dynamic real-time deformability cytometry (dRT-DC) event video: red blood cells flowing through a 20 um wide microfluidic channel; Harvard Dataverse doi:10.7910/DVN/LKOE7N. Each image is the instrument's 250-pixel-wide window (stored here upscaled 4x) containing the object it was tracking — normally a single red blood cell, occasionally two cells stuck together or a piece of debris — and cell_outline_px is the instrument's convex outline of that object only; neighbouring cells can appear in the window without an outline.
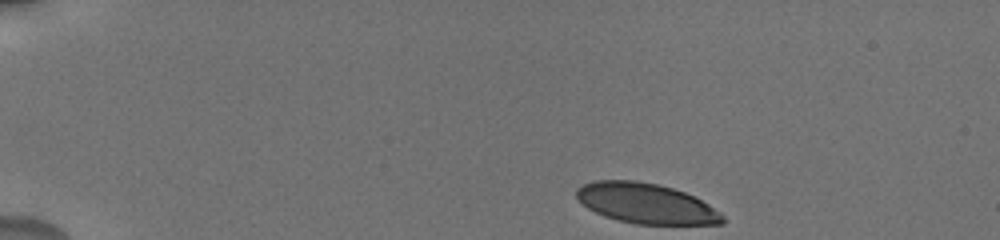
{"species": "human", "species_latin": "Homo sapiens", "temperature_condition": "cold", "stored_images_in_passage": 27, "camera_frame_rate_fps": 3000, "um_per_image_px": 0.085, "donor": {"sex": "male"}, "frame": {"image": 1, "passage_image": 1, "time_ms": 0.0, "image_size_px": [1000, 240], "cell_outline_px": [[724, 224], [636, 224], [604, 216], [588, 208], [576, 196], [576, 188], [584, 184], [596, 180], [636, 180], [656, 184], [672, 188], [684, 192], [708, 204], [724, 216]], "centroid_in_image_um": [54.9, 17.29], "position_along_channel_um": 30.1, "area_um2": 33.87}}
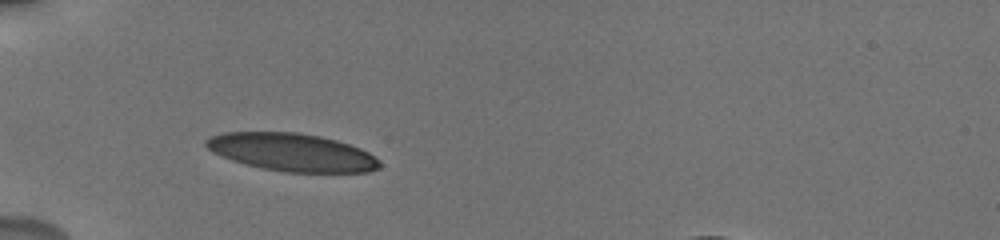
{"frame": {"image": 2, "passage_image": 17, "time_ms": 3.0, "image_size_px": [1000, 240], "cell_outline_px": [[380, 168], [368, 172], [284, 172], [264, 168], [232, 160], [212, 152], [204, 144], [204, 140], [212, 136], [224, 132], [296, 132], [320, 136], [336, 140], [360, 148], [368, 152], [380, 164]], "centroid_in_image_um": [24.79, 12.94], "position_along_channel_um": 60.2, "area_um2": 37.92}}
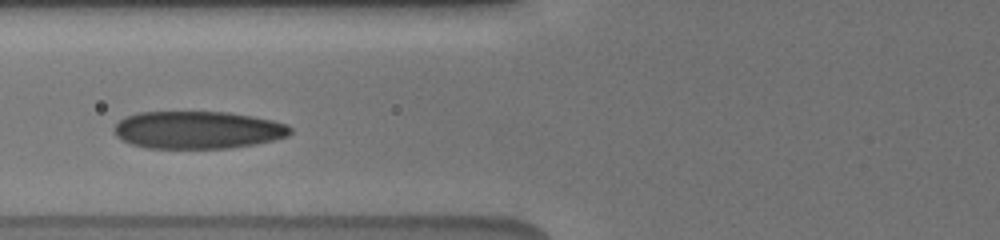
{"frame": {"image": 3, "passage_image": 26, "time_ms": 4.667, "image_size_px": [1000, 240], "cell_outline_px": [[292, 132], [288, 136], [256, 144], [228, 148], [148, 148], [132, 144], [116, 136], [112, 128], [124, 116], [136, 112], [228, 112], [252, 116], [272, 120], [288, 124], [292, 128]], "centroid_in_image_um": [16.8, 11.04], "position_along_channel_um": 109.0, "area_um2": 38.73}}